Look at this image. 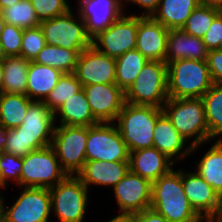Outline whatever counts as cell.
I'll list each match as a JSON object with an SVG mask.
<instances>
[{"instance_id": "cell-10", "label": "cell", "mask_w": 222, "mask_h": 222, "mask_svg": "<svg viewBox=\"0 0 222 222\" xmlns=\"http://www.w3.org/2000/svg\"><path fill=\"white\" fill-rule=\"evenodd\" d=\"M86 161H129L130 152L114 122L88 127Z\"/></svg>"}, {"instance_id": "cell-9", "label": "cell", "mask_w": 222, "mask_h": 222, "mask_svg": "<svg viewBox=\"0 0 222 222\" xmlns=\"http://www.w3.org/2000/svg\"><path fill=\"white\" fill-rule=\"evenodd\" d=\"M70 9L65 14L40 23L47 45L68 50H85L92 45V37L86 30L85 21ZM79 18V20H78Z\"/></svg>"}, {"instance_id": "cell-28", "label": "cell", "mask_w": 222, "mask_h": 222, "mask_svg": "<svg viewBox=\"0 0 222 222\" xmlns=\"http://www.w3.org/2000/svg\"><path fill=\"white\" fill-rule=\"evenodd\" d=\"M32 102L26 94L1 92L0 125L6 129H14L20 126Z\"/></svg>"}, {"instance_id": "cell-23", "label": "cell", "mask_w": 222, "mask_h": 222, "mask_svg": "<svg viewBox=\"0 0 222 222\" xmlns=\"http://www.w3.org/2000/svg\"><path fill=\"white\" fill-rule=\"evenodd\" d=\"M129 170V161H86L77 176L88 189L90 185L113 188Z\"/></svg>"}, {"instance_id": "cell-21", "label": "cell", "mask_w": 222, "mask_h": 222, "mask_svg": "<svg viewBox=\"0 0 222 222\" xmlns=\"http://www.w3.org/2000/svg\"><path fill=\"white\" fill-rule=\"evenodd\" d=\"M172 125L168 117L162 113L156 121L153 135V147L164 153L173 162L191 155L192 147ZM184 148V149H183ZM181 158V159H180Z\"/></svg>"}, {"instance_id": "cell-30", "label": "cell", "mask_w": 222, "mask_h": 222, "mask_svg": "<svg viewBox=\"0 0 222 222\" xmlns=\"http://www.w3.org/2000/svg\"><path fill=\"white\" fill-rule=\"evenodd\" d=\"M148 59L137 49L127 51L115 59L116 79L115 84L124 92L134 83L139 72L142 70Z\"/></svg>"}, {"instance_id": "cell-44", "label": "cell", "mask_w": 222, "mask_h": 222, "mask_svg": "<svg viewBox=\"0 0 222 222\" xmlns=\"http://www.w3.org/2000/svg\"><path fill=\"white\" fill-rule=\"evenodd\" d=\"M126 2H130L135 5L137 4L142 9L144 8L145 11H143V16H151L152 13L157 9L160 0H126Z\"/></svg>"}, {"instance_id": "cell-29", "label": "cell", "mask_w": 222, "mask_h": 222, "mask_svg": "<svg viewBox=\"0 0 222 222\" xmlns=\"http://www.w3.org/2000/svg\"><path fill=\"white\" fill-rule=\"evenodd\" d=\"M30 60L22 56H7L2 62L4 81L1 92L26 94L27 73Z\"/></svg>"}, {"instance_id": "cell-17", "label": "cell", "mask_w": 222, "mask_h": 222, "mask_svg": "<svg viewBox=\"0 0 222 222\" xmlns=\"http://www.w3.org/2000/svg\"><path fill=\"white\" fill-rule=\"evenodd\" d=\"M92 114L98 122H115L123 109L125 92L115 83L83 86Z\"/></svg>"}, {"instance_id": "cell-34", "label": "cell", "mask_w": 222, "mask_h": 222, "mask_svg": "<svg viewBox=\"0 0 222 222\" xmlns=\"http://www.w3.org/2000/svg\"><path fill=\"white\" fill-rule=\"evenodd\" d=\"M80 81L74 73H63L55 88L43 101L54 113L67 99L82 89Z\"/></svg>"}, {"instance_id": "cell-32", "label": "cell", "mask_w": 222, "mask_h": 222, "mask_svg": "<svg viewBox=\"0 0 222 222\" xmlns=\"http://www.w3.org/2000/svg\"><path fill=\"white\" fill-rule=\"evenodd\" d=\"M204 103L209 134L222 138V85L215 84L201 97Z\"/></svg>"}, {"instance_id": "cell-22", "label": "cell", "mask_w": 222, "mask_h": 222, "mask_svg": "<svg viewBox=\"0 0 222 222\" xmlns=\"http://www.w3.org/2000/svg\"><path fill=\"white\" fill-rule=\"evenodd\" d=\"M208 50L202 38L187 34L183 29H169L165 63L179 59L207 60Z\"/></svg>"}, {"instance_id": "cell-54", "label": "cell", "mask_w": 222, "mask_h": 222, "mask_svg": "<svg viewBox=\"0 0 222 222\" xmlns=\"http://www.w3.org/2000/svg\"><path fill=\"white\" fill-rule=\"evenodd\" d=\"M2 200H3V195L1 196V194H0V213H1V209H2Z\"/></svg>"}, {"instance_id": "cell-52", "label": "cell", "mask_w": 222, "mask_h": 222, "mask_svg": "<svg viewBox=\"0 0 222 222\" xmlns=\"http://www.w3.org/2000/svg\"><path fill=\"white\" fill-rule=\"evenodd\" d=\"M6 24L5 20L2 17L1 11H0V35L3 31L4 25Z\"/></svg>"}, {"instance_id": "cell-7", "label": "cell", "mask_w": 222, "mask_h": 222, "mask_svg": "<svg viewBox=\"0 0 222 222\" xmlns=\"http://www.w3.org/2000/svg\"><path fill=\"white\" fill-rule=\"evenodd\" d=\"M66 176L51 145L22 157L20 187L49 189Z\"/></svg>"}, {"instance_id": "cell-27", "label": "cell", "mask_w": 222, "mask_h": 222, "mask_svg": "<svg viewBox=\"0 0 222 222\" xmlns=\"http://www.w3.org/2000/svg\"><path fill=\"white\" fill-rule=\"evenodd\" d=\"M198 174L222 198V141L217 139L197 163Z\"/></svg>"}, {"instance_id": "cell-19", "label": "cell", "mask_w": 222, "mask_h": 222, "mask_svg": "<svg viewBox=\"0 0 222 222\" xmlns=\"http://www.w3.org/2000/svg\"><path fill=\"white\" fill-rule=\"evenodd\" d=\"M169 29L151 16L138 15L136 47L150 61L165 62Z\"/></svg>"}, {"instance_id": "cell-15", "label": "cell", "mask_w": 222, "mask_h": 222, "mask_svg": "<svg viewBox=\"0 0 222 222\" xmlns=\"http://www.w3.org/2000/svg\"><path fill=\"white\" fill-rule=\"evenodd\" d=\"M112 189L121 213L134 214L150 208L152 183L131 170Z\"/></svg>"}, {"instance_id": "cell-31", "label": "cell", "mask_w": 222, "mask_h": 222, "mask_svg": "<svg viewBox=\"0 0 222 222\" xmlns=\"http://www.w3.org/2000/svg\"><path fill=\"white\" fill-rule=\"evenodd\" d=\"M83 50H68L63 47L46 45L34 62L60 70L62 73H74L79 54Z\"/></svg>"}, {"instance_id": "cell-8", "label": "cell", "mask_w": 222, "mask_h": 222, "mask_svg": "<svg viewBox=\"0 0 222 222\" xmlns=\"http://www.w3.org/2000/svg\"><path fill=\"white\" fill-rule=\"evenodd\" d=\"M87 126H55L51 146L67 175L77 176L86 162Z\"/></svg>"}, {"instance_id": "cell-16", "label": "cell", "mask_w": 222, "mask_h": 222, "mask_svg": "<svg viewBox=\"0 0 222 222\" xmlns=\"http://www.w3.org/2000/svg\"><path fill=\"white\" fill-rule=\"evenodd\" d=\"M182 183L191 207L201 218L222 216V198L196 170H182Z\"/></svg>"}, {"instance_id": "cell-35", "label": "cell", "mask_w": 222, "mask_h": 222, "mask_svg": "<svg viewBox=\"0 0 222 222\" xmlns=\"http://www.w3.org/2000/svg\"><path fill=\"white\" fill-rule=\"evenodd\" d=\"M221 12L222 10L216 7L199 5L188 17L187 22L182 29L189 35L202 38L206 34L213 20Z\"/></svg>"}, {"instance_id": "cell-48", "label": "cell", "mask_w": 222, "mask_h": 222, "mask_svg": "<svg viewBox=\"0 0 222 222\" xmlns=\"http://www.w3.org/2000/svg\"><path fill=\"white\" fill-rule=\"evenodd\" d=\"M19 1L20 0H0V11L15 3H18Z\"/></svg>"}, {"instance_id": "cell-33", "label": "cell", "mask_w": 222, "mask_h": 222, "mask_svg": "<svg viewBox=\"0 0 222 222\" xmlns=\"http://www.w3.org/2000/svg\"><path fill=\"white\" fill-rule=\"evenodd\" d=\"M1 14L6 24L15 25L22 29L40 26V21L30 0H20L5 9Z\"/></svg>"}, {"instance_id": "cell-42", "label": "cell", "mask_w": 222, "mask_h": 222, "mask_svg": "<svg viewBox=\"0 0 222 222\" xmlns=\"http://www.w3.org/2000/svg\"><path fill=\"white\" fill-rule=\"evenodd\" d=\"M207 63L212 82L222 85V49L208 51Z\"/></svg>"}, {"instance_id": "cell-13", "label": "cell", "mask_w": 222, "mask_h": 222, "mask_svg": "<svg viewBox=\"0 0 222 222\" xmlns=\"http://www.w3.org/2000/svg\"><path fill=\"white\" fill-rule=\"evenodd\" d=\"M2 200L1 213L6 222H49L51 196L47 188L24 187L11 207Z\"/></svg>"}, {"instance_id": "cell-51", "label": "cell", "mask_w": 222, "mask_h": 222, "mask_svg": "<svg viewBox=\"0 0 222 222\" xmlns=\"http://www.w3.org/2000/svg\"><path fill=\"white\" fill-rule=\"evenodd\" d=\"M7 55L5 54L3 50V46L0 42V62H3L6 59Z\"/></svg>"}, {"instance_id": "cell-45", "label": "cell", "mask_w": 222, "mask_h": 222, "mask_svg": "<svg viewBox=\"0 0 222 222\" xmlns=\"http://www.w3.org/2000/svg\"><path fill=\"white\" fill-rule=\"evenodd\" d=\"M107 222H135V216L134 214L130 213H120L111 220H108Z\"/></svg>"}, {"instance_id": "cell-43", "label": "cell", "mask_w": 222, "mask_h": 222, "mask_svg": "<svg viewBox=\"0 0 222 222\" xmlns=\"http://www.w3.org/2000/svg\"><path fill=\"white\" fill-rule=\"evenodd\" d=\"M135 222H169L164 216L153 210L152 208L134 213Z\"/></svg>"}, {"instance_id": "cell-20", "label": "cell", "mask_w": 222, "mask_h": 222, "mask_svg": "<svg viewBox=\"0 0 222 222\" xmlns=\"http://www.w3.org/2000/svg\"><path fill=\"white\" fill-rule=\"evenodd\" d=\"M174 162L155 147L130 152L129 169L151 183L167 174Z\"/></svg>"}, {"instance_id": "cell-1", "label": "cell", "mask_w": 222, "mask_h": 222, "mask_svg": "<svg viewBox=\"0 0 222 222\" xmlns=\"http://www.w3.org/2000/svg\"><path fill=\"white\" fill-rule=\"evenodd\" d=\"M150 208L169 222H200L201 217L191 207L182 183V169H171L152 182Z\"/></svg>"}, {"instance_id": "cell-46", "label": "cell", "mask_w": 222, "mask_h": 222, "mask_svg": "<svg viewBox=\"0 0 222 222\" xmlns=\"http://www.w3.org/2000/svg\"><path fill=\"white\" fill-rule=\"evenodd\" d=\"M200 5L212 6L222 10V0H199Z\"/></svg>"}, {"instance_id": "cell-3", "label": "cell", "mask_w": 222, "mask_h": 222, "mask_svg": "<svg viewBox=\"0 0 222 222\" xmlns=\"http://www.w3.org/2000/svg\"><path fill=\"white\" fill-rule=\"evenodd\" d=\"M162 113L159 107L124 104L115 125L129 152L153 147L156 121Z\"/></svg>"}, {"instance_id": "cell-18", "label": "cell", "mask_w": 222, "mask_h": 222, "mask_svg": "<svg viewBox=\"0 0 222 222\" xmlns=\"http://www.w3.org/2000/svg\"><path fill=\"white\" fill-rule=\"evenodd\" d=\"M123 2L124 0H79L77 12L85 21L88 34L95 36L123 15Z\"/></svg>"}, {"instance_id": "cell-41", "label": "cell", "mask_w": 222, "mask_h": 222, "mask_svg": "<svg viewBox=\"0 0 222 222\" xmlns=\"http://www.w3.org/2000/svg\"><path fill=\"white\" fill-rule=\"evenodd\" d=\"M7 143L3 152L24 157L34 150H23V139L15 129H7Z\"/></svg>"}, {"instance_id": "cell-36", "label": "cell", "mask_w": 222, "mask_h": 222, "mask_svg": "<svg viewBox=\"0 0 222 222\" xmlns=\"http://www.w3.org/2000/svg\"><path fill=\"white\" fill-rule=\"evenodd\" d=\"M46 45V40L40 26L24 29L20 56L27 60L34 61Z\"/></svg>"}, {"instance_id": "cell-12", "label": "cell", "mask_w": 222, "mask_h": 222, "mask_svg": "<svg viewBox=\"0 0 222 222\" xmlns=\"http://www.w3.org/2000/svg\"><path fill=\"white\" fill-rule=\"evenodd\" d=\"M137 15H121L105 30L92 37V46L112 58H117L136 47Z\"/></svg>"}, {"instance_id": "cell-50", "label": "cell", "mask_w": 222, "mask_h": 222, "mask_svg": "<svg viewBox=\"0 0 222 222\" xmlns=\"http://www.w3.org/2000/svg\"><path fill=\"white\" fill-rule=\"evenodd\" d=\"M3 81H4V70H3V64L2 62H0V93L2 90Z\"/></svg>"}, {"instance_id": "cell-24", "label": "cell", "mask_w": 222, "mask_h": 222, "mask_svg": "<svg viewBox=\"0 0 222 222\" xmlns=\"http://www.w3.org/2000/svg\"><path fill=\"white\" fill-rule=\"evenodd\" d=\"M62 75L63 73L56 68L30 61L26 95L32 101L43 102L55 88Z\"/></svg>"}, {"instance_id": "cell-26", "label": "cell", "mask_w": 222, "mask_h": 222, "mask_svg": "<svg viewBox=\"0 0 222 222\" xmlns=\"http://www.w3.org/2000/svg\"><path fill=\"white\" fill-rule=\"evenodd\" d=\"M199 0H160L151 17L167 29H182Z\"/></svg>"}, {"instance_id": "cell-2", "label": "cell", "mask_w": 222, "mask_h": 222, "mask_svg": "<svg viewBox=\"0 0 222 222\" xmlns=\"http://www.w3.org/2000/svg\"><path fill=\"white\" fill-rule=\"evenodd\" d=\"M162 110L186 141L192 139L191 154L205 142L213 141L201 98H168Z\"/></svg>"}, {"instance_id": "cell-5", "label": "cell", "mask_w": 222, "mask_h": 222, "mask_svg": "<svg viewBox=\"0 0 222 222\" xmlns=\"http://www.w3.org/2000/svg\"><path fill=\"white\" fill-rule=\"evenodd\" d=\"M167 76L165 62L148 60L125 92V102L162 108L168 100Z\"/></svg>"}, {"instance_id": "cell-49", "label": "cell", "mask_w": 222, "mask_h": 222, "mask_svg": "<svg viewBox=\"0 0 222 222\" xmlns=\"http://www.w3.org/2000/svg\"><path fill=\"white\" fill-rule=\"evenodd\" d=\"M205 219V220H204ZM222 222V216L204 217L200 222Z\"/></svg>"}, {"instance_id": "cell-4", "label": "cell", "mask_w": 222, "mask_h": 222, "mask_svg": "<svg viewBox=\"0 0 222 222\" xmlns=\"http://www.w3.org/2000/svg\"><path fill=\"white\" fill-rule=\"evenodd\" d=\"M168 98H201L213 85L207 60L179 59L168 64Z\"/></svg>"}, {"instance_id": "cell-53", "label": "cell", "mask_w": 222, "mask_h": 222, "mask_svg": "<svg viewBox=\"0 0 222 222\" xmlns=\"http://www.w3.org/2000/svg\"><path fill=\"white\" fill-rule=\"evenodd\" d=\"M0 222H6L4 215L2 213H0Z\"/></svg>"}, {"instance_id": "cell-55", "label": "cell", "mask_w": 222, "mask_h": 222, "mask_svg": "<svg viewBox=\"0 0 222 222\" xmlns=\"http://www.w3.org/2000/svg\"><path fill=\"white\" fill-rule=\"evenodd\" d=\"M2 155H3V151H0V160L2 158Z\"/></svg>"}, {"instance_id": "cell-47", "label": "cell", "mask_w": 222, "mask_h": 222, "mask_svg": "<svg viewBox=\"0 0 222 222\" xmlns=\"http://www.w3.org/2000/svg\"><path fill=\"white\" fill-rule=\"evenodd\" d=\"M7 129L0 125V151H3L7 143Z\"/></svg>"}, {"instance_id": "cell-25", "label": "cell", "mask_w": 222, "mask_h": 222, "mask_svg": "<svg viewBox=\"0 0 222 222\" xmlns=\"http://www.w3.org/2000/svg\"><path fill=\"white\" fill-rule=\"evenodd\" d=\"M55 124L57 115H60L58 123L66 126H93L99 123L93 116L90 105L83 88L67 99L55 112Z\"/></svg>"}, {"instance_id": "cell-38", "label": "cell", "mask_w": 222, "mask_h": 222, "mask_svg": "<svg viewBox=\"0 0 222 222\" xmlns=\"http://www.w3.org/2000/svg\"><path fill=\"white\" fill-rule=\"evenodd\" d=\"M40 22L50 20L68 12L70 7L68 0H30ZM68 1V2H67Z\"/></svg>"}, {"instance_id": "cell-6", "label": "cell", "mask_w": 222, "mask_h": 222, "mask_svg": "<svg viewBox=\"0 0 222 222\" xmlns=\"http://www.w3.org/2000/svg\"><path fill=\"white\" fill-rule=\"evenodd\" d=\"M51 211L60 222H83L88 202V188L78 176L67 175L49 188Z\"/></svg>"}, {"instance_id": "cell-40", "label": "cell", "mask_w": 222, "mask_h": 222, "mask_svg": "<svg viewBox=\"0 0 222 222\" xmlns=\"http://www.w3.org/2000/svg\"><path fill=\"white\" fill-rule=\"evenodd\" d=\"M202 41L208 51L222 49V12L213 20Z\"/></svg>"}, {"instance_id": "cell-39", "label": "cell", "mask_w": 222, "mask_h": 222, "mask_svg": "<svg viewBox=\"0 0 222 222\" xmlns=\"http://www.w3.org/2000/svg\"><path fill=\"white\" fill-rule=\"evenodd\" d=\"M23 30L15 25H4L0 35V42L7 56H20Z\"/></svg>"}, {"instance_id": "cell-37", "label": "cell", "mask_w": 222, "mask_h": 222, "mask_svg": "<svg viewBox=\"0 0 222 222\" xmlns=\"http://www.w3.org/2000/svg\"><path fill=\"white\" fill-rule=\"evenodd\" d=\"M22 172V157L3 152L0 160V188L7 185V181H15L20 187V176Z\"/></svg>"}, {"instance_id": "cell-14", "label": "cell", "mask_w": 222, "mask_h": 222, "mask_svg": "<svg viewBox=\"0 0 222 222\" xmlns=\"http://www.w3.org/2000/svg\"><path fill=\"white\" fill-rule=\"evenodd\" d=\"M74 74L82 87L115 83V58L105 55L91 45L79 54Z\"/></svg>"}, {"instance_id": "cell-11", "label": "cell", "mask_w": 222, "mask_h": 222, "mask_svg": "<svg viewBox=\"0 0 222 222\" xmlns=\"http://www.w3.org/2000/svg\"><path fill=\"white\" fill-rule=\"evenodd\" d=\"M55 115L44 102L33 101L22 124L14 129L23 139V150H39L52 144Z\"/></svg>"}]
</instances>
